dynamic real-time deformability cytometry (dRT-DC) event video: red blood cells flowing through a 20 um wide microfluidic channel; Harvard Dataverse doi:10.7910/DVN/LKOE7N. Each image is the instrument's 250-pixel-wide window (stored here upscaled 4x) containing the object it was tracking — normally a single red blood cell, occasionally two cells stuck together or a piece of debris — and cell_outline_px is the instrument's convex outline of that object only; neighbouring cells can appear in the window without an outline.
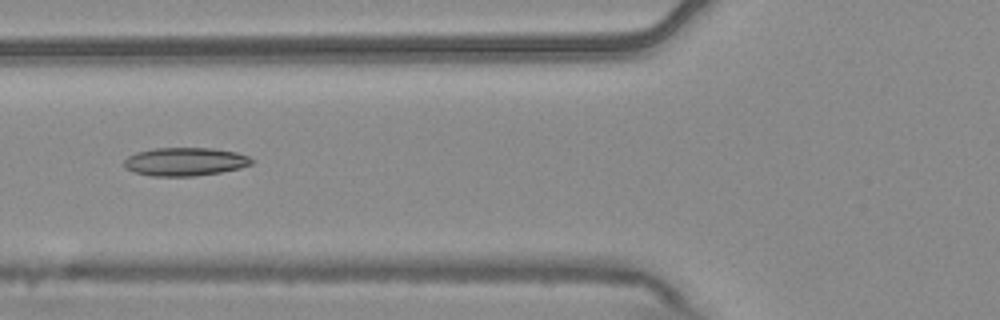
{"species": "common noctule bat (a hibernating species)", "species_latin": "Nyctalus noctula", "temperature_condition": "warm", "stored_images_in_passage": 7, "camera_frame_rate_fps": 3000, "um_per_image_px": 0.085, "animal": {"sex": "male", "body_mass_g": 20.4}, "frame": {"image": 1, "passage_image": 5, "time_ms": 1.333, "image_size_px": [1000, 320], "cell_outline_px": [[252, 164], [240, 168], [220, 172], [196, 176], [152, 176], [136, 172], [124, 168], [124, 160], [128, 156], [136, 152], [156, 148], [212, 148], [236, 152], [248, 156], [252, 160]], "centroid_in_image_um": [15.72, 13.74], "position_along_channel_um": 110.1, "area_um2": 20.98}}
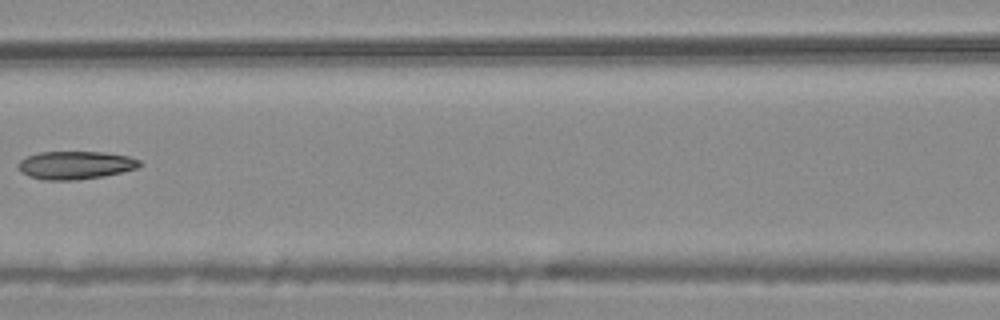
{"frame": {"image": 2, "passage_image": 6, "time_ms": 1.667, "image_size_px": [1000, 320], "cell_outline_px": [[144, 164], [136, 168], [104, 176], [76, 180], [44, 180], [28, 176], [20, 172], [16, 164], [20, 160], [28, 156], [40, 152], [104, 152], [128, 156], [140, 160]], "centroid_in_image_um": [6.39, 14.04], "position_along_channel_um": 160.2, "area_um2": 19.94}}
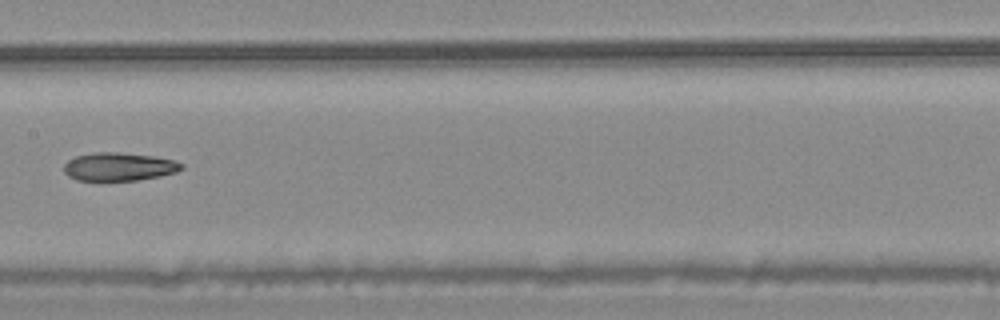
{"frame": {"image": 3, "passage_image": 7, "time_ms": 2.0, "image_size_px": [1000, 320], "cell_outline_px": [[184, 168], [176, 172], [160, 176], [136, 180], [100, 184], [76, 180], [68, 176], [64, 172], [64, 164], [68, 160], [76, 156], [92, 152], [116, 152], [156, 156], [172, 160], [184, 164]], "centroid_in_image_um": [10.05, 14.21], "position_along_channel_um": 197.3, "area_um2": 20.23}}